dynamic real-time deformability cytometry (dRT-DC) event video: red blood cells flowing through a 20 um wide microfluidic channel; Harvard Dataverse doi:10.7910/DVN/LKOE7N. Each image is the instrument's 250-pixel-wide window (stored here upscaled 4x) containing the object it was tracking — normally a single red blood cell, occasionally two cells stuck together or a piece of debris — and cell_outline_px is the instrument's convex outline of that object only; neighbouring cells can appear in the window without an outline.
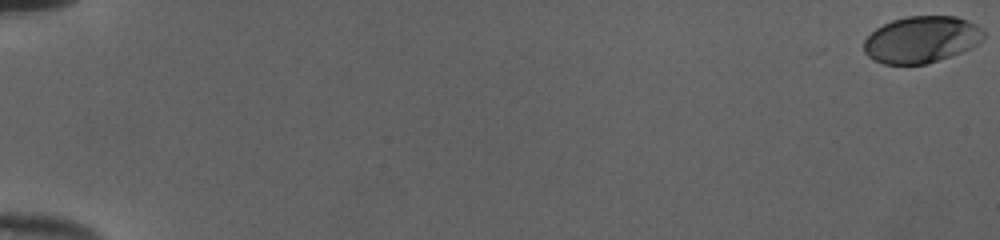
{"species": "human", "species_latin": "Homo sapiens", "temperature_condition": "cold", "stored_images_in_passage": 54, "camera_frame_rate_fps": 3000, "um_per_image_px": 0.085, "donor": {"sex": "female"}, "frame": {"image": 1, "passage_image": 1, "time_ms": 0.0, "image_size_px": [1000, 240], "cell_outline_px": [[984, 40], [960, 52], [924, 64], [884, 64], [868, 56], [864, 52], [864, 40], [876, 28], [892, 20], [908, 16], [956, 16], [968, 20], [976, 24], [984, 32]], "centroid_in_image_um": [78.32, 3.34], "position_along_channel_um": 6.7, "area_um2": 32.25}}
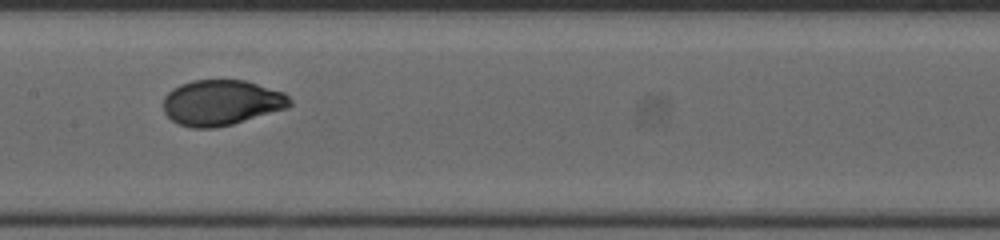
{"frame": {"image": 2, "passage_image": 30, "time_ms": 9.667, "image_size_px": [1000, 240], "cell_outline_px": [[292, 104], [288, 108], [232, 124], [216, 128], [192, 128], [180, 124], [172, 120], [164, 112], [164, 96], [172, 88], [180, 84], [192, 80], [244, 80], [284, 92], [292, 100]], "centroid_in_image_um": [18.83, 8.72], "position_along_channel_um": 188.6, "area_um2": 33.58}}
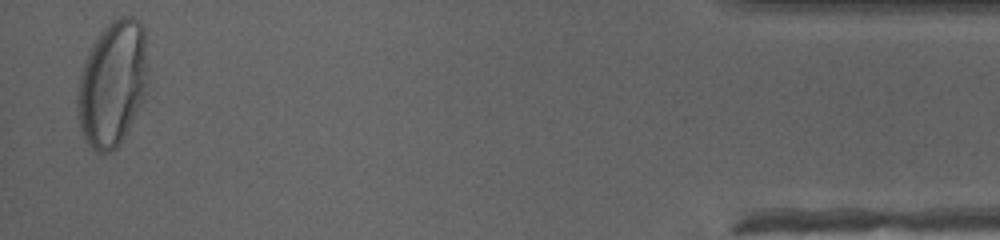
{"frame": {"image": 3, "passage_image": 53, "time_ms": 17.333, "image_size_px": [1000, 240], "cell_outline_px": [[144, 96], [120, 144], [116, 148], [108, 152], [96, 152], [88, 144], [80, 128], [76, 112], [76, 92], [80, 72], [84, 60], [92, 44], [100, 32], [112, 20], [120, 16], [132, 16], [140, 20], [144, 24]], "centroid_in_image_um": [9.48, 7.1], "position_along_channel_um": 425.7, "area_um2": 50.92}, "authors_computed_cell_mechanics": {"area_um2": 33.235, "velocity_mm_per_s": 4.0198, "shape_relaxation_time_tau1_ms": 3.5435, "shape_relaxation_time_tau2_ms": null, "deformation_change_tau1": 0.1953, "deformation_change_tau2": null}}